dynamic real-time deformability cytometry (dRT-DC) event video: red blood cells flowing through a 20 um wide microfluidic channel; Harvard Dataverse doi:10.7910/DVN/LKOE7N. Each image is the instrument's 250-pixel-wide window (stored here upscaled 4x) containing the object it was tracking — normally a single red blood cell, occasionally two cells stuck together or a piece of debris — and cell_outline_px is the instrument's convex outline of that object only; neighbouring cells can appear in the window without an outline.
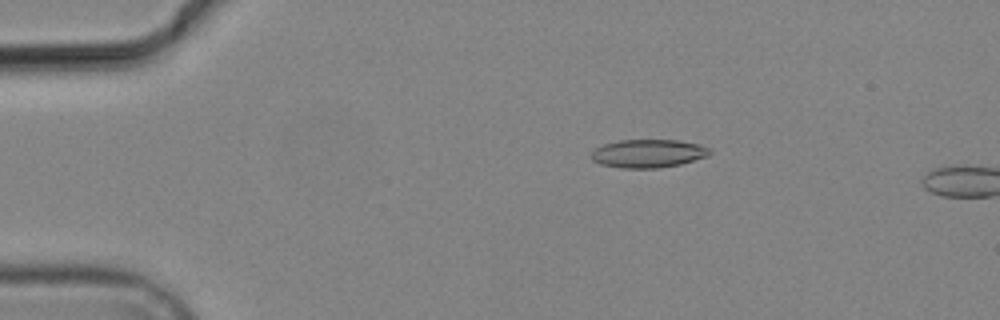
{"species": "common noctule bat (a hibernating species)", "species_latin": "Nyctalus noctula", "temperature_condition": "cold", "stored_images_in_passage": 4, "camera_frame_rate_fps": 3000, "um_per_image_px": 0.085, "animal": {"sex": "male", "body_mass_g": 19.2, "forearm_length_mm": 51.8}, "frame": {"image": 1, "passage_image": 3, "time_ms": 3.333, "image_size_px": [1000, 320], "cell_outline_px": [[712, 152], [708, 156], [680, 164], [660, 168], [624, 168], [600, 164], [592, 160], [592, 152], [596, 148], [604, 144], [620, 140], [676, 140], [700, 144], [712, 148]], "centroid_in_image_um": [55.14, 13.04], "position_along_channel_um": 29.9, "area_um2": 19.54}}